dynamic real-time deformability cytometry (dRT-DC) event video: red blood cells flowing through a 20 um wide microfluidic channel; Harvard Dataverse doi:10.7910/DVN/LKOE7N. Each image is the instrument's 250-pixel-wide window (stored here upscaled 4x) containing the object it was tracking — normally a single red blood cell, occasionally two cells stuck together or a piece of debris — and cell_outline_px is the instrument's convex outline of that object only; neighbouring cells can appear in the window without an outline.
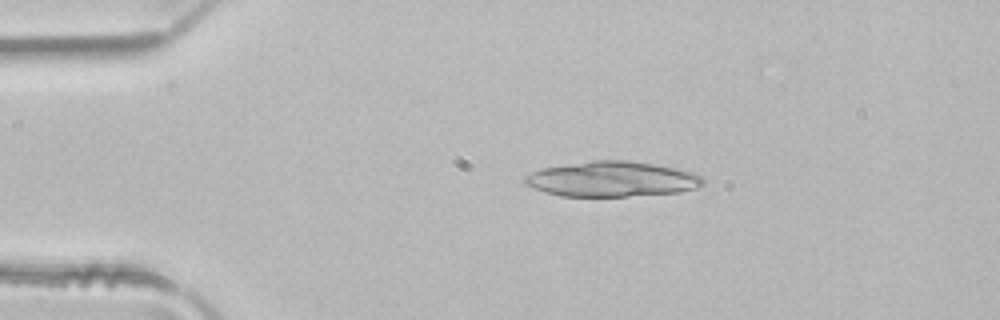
{"species": "common noctule bat (a hibernating species)", "species_latin": "Nyctalus noctula", "temperature_condition": "room temperature", "stored_images_in_passage": 4, "camera_frame_rate_fps": 3000, "um_per_image_px": 0.085, "animal": {"sex": "male", "body_mass_g": 21.5, "forearm_length_mm": 52.0}, "frame": {"image": 1, "passage_image": 3, "time_ms": 0.667, "image_size_px": [1000, 320], "cell_outline_px": [[704, 184], [696, 188], [680, 192], [624, 196], [560, 196], [544, 192], [524, 184], [524, 176], [540, 168], [592, 160], [628, 160], [656, 164], [676, 168], [692, 172], [704, 176]], "centroid_in_image_um": [52.02, 15.21], "position_along_channel_um": 33.0, "area_um2": 36.82}}